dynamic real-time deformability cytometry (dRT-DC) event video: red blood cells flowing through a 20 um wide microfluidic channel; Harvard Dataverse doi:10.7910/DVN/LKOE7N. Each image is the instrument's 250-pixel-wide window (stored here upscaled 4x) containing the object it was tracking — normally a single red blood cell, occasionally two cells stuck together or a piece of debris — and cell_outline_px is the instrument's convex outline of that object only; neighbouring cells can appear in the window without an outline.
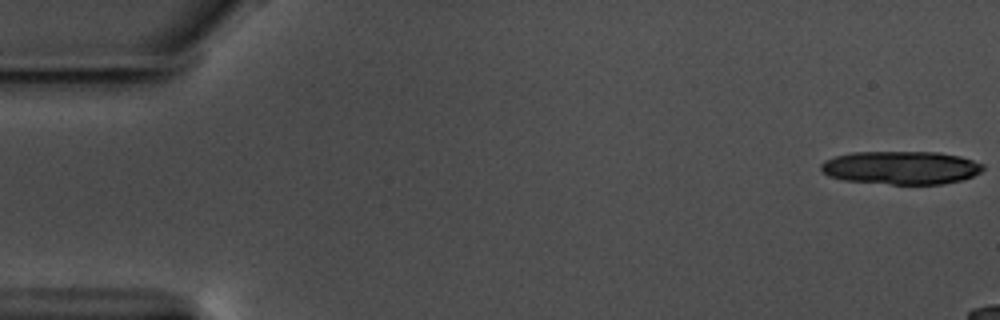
{"species": "common noctule bat (a hibernating species)", "species_latin": "Nyctalus noctula", "temperature_condition": "warm", "stored_images_in_passage": 12, "camera_frame_rate_fps": 3000, "um_per_image_px": 0.085, "animal": {"sex": "male", "body_mass_g": 17.5, "forearm_length_mm": 52.3}, "frame": {"image": 1, "passage_image": 1, "time_ms": 0.0, "image_size_px": [1000, 320], "cell_outline_px": [[984, 168], [980, 172], [972, 176], [960, 180], [944, 184], [892, 184], [844, 180], [828, 176], [820, 168], [820, 164], [824, 160], [836, 156], [852, 152], [936, 152], [960, 156], [984, 164]], "centroid_in_image_um": [76.58, 14.25], "position_along_channel_um": 8.4, "area_um2": 31.33}}